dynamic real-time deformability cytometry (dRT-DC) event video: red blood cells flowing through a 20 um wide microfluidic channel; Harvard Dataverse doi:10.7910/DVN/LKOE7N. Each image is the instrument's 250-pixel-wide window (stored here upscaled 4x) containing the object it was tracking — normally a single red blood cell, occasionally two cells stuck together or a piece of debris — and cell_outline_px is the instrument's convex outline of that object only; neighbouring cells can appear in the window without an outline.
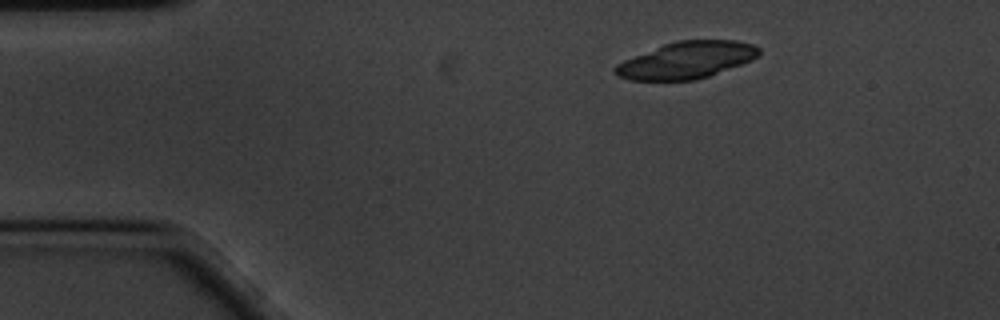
{"species": "common noctule bat (a hibernating species)", "species_latin": "Nyctalus noctula", "temperature_condition": "cold", "stored_images_in_passage": 34, "camera_frame_rate_fps": 3000, "um_per_image_px": 0.085, "animal": {"sex": "male", "body_mass_g": 20.1, "forearm_length_mm": 53.5}, "frame": {"image": 1, "passage_image": 1, "time_ms": 0.0, "image_size_px": [1000, 320], "cell_outline_px": [[760, 52], [752, 60], [708, 76], [696, 80], [632, 80], [616, 76], [612, 72], [612, 68], [616, 64], [624, 60], [664, 44], [676, 40], [736, 40], [752, 44], [760, 48]], "centroid_in_image_um": [58.32, 5.11], "position_along_channel_um": 26.7, "area_um2": 30.75}}